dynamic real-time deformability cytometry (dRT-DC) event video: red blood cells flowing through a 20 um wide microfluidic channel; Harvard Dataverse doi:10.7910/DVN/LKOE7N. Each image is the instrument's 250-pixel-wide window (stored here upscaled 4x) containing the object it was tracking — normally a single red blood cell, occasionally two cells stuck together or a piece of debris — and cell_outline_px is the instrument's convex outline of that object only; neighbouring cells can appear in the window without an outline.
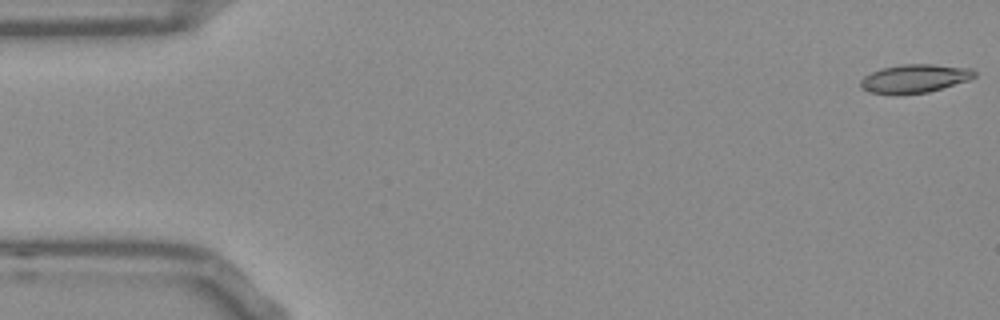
{"species": "Egyptian fruit bat (a non-hibernating species)", "species_latin": "Rousettus aegyptiacus", "temperature_condition": "room temperature", "stored_images_in_passage": 53, "camera_frame_rate_fps": 3000, "um_per_image_px": 0.085, "frame": {"image": 1, "passage_image": 1, "time_ms": 0.0, "image_size_px": [1000, 320], "cell_outline_px": [[976, 76], [968, 80], [928, 92], [896, 96], [872, 92], [860, 88], [860, 80], [864, 76], [880, 68], [900, 64], [932, 64], [972, 68], [976, 72]], "centroid_in_image_um": [77.71, 6.68], "position_along_channel_um": 7.3, "area_um2": 19.19}}
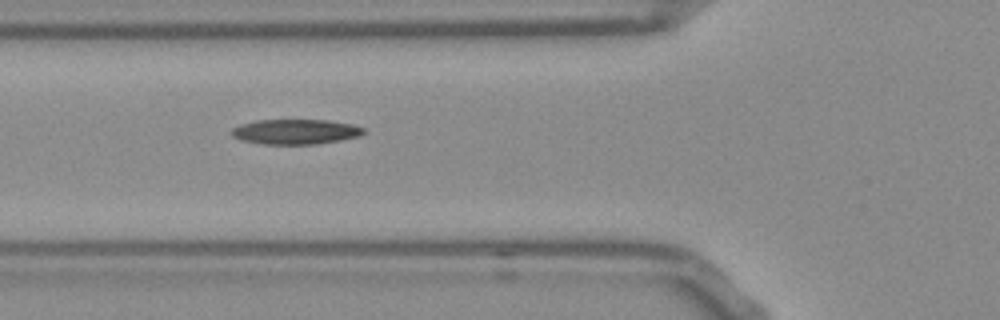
{"frame": {"image": 2, "passage_image": 19, "time_ms": 6.0, "image_size_px": [1000, 320], "cell_outline_px": [[368, 132], [360, 136], [340, 140], [316, 144], [260, 144], [240, 140], [232, 136], [228, 132], [232, 128], [240, 124], [256, 120], [328, 120], [352, 124], [364, 128]], "centroid_in_image_um": [25.1, 11.2], "position_along_channel_um": 100.7, "area_um2": 19.54}}
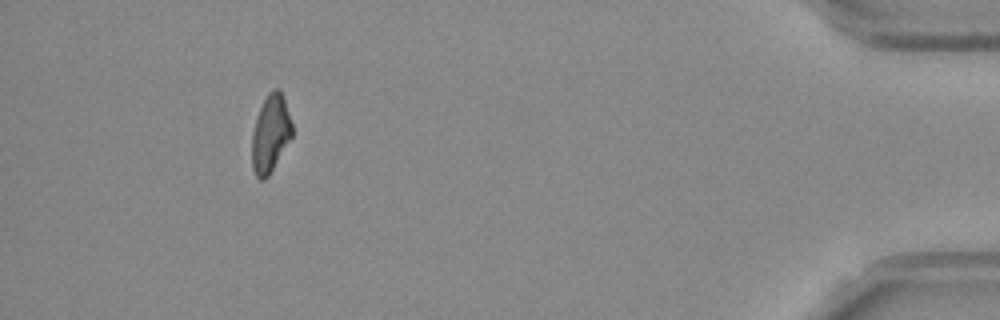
{"frame": {"image": 3, "passage_image": 49, "time_ms": 16.0, "image_size_px": [1000, 320], "cell_outline_px": [[292, 136], [268, 176], [264, 180], [260, 180], [256, 176], [252, 168], [252, 132], [260, 108], [268, 92], [272, 88], [280, 88], [292, 124]], "centroid_in_image_um": [22.98, 11.35], "position_along_channel_um": 412.2, "area_um2": 17.92}, "authors_computed_cell_mechanics": {"area_um2": 18.9584, "velocity_mm_per_s": 3.7823, "shape_relaxation_time_tau1_ms": null, "shape_relaxation_time_tau2_ms": 10.0234, "deformation_change_tau1": null, "deformation_change_tau2": 0.2087}}